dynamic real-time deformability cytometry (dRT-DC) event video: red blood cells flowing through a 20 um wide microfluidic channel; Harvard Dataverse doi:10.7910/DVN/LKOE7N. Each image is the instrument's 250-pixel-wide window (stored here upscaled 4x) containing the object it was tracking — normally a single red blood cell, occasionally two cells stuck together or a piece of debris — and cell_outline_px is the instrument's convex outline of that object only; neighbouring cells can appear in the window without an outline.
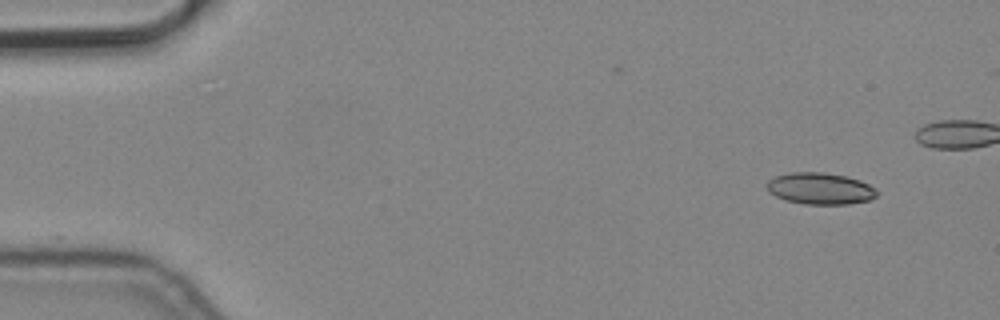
{"species": "common noctule bat (a hibernating species)", "species_latin": "Nyctalus noctula", "temperature_condition": "cold", "stored_images_in_passage": 6, "camera_frame_rate_fps": 3000, "um_per_image_px": 0.085, "animal": {"sex": "male", "body_mass_g": 19.2, "forearm_length_mm": 51.8}, "frame": {"image": 1, "passage_image": 1, "time_ms": 0.0, "image_size_px": [1000, 320], "cell_outline_px": [[880, 192], [876, 196], [868, 200], [848, 204], [804, 204], [784, 200], [768, 192], [764, 184], [768, 180], [776, 176], [792, 172], [824, 172], [844, 176], [860, 180], [876, 188]], "centroid_in_image_um": [69.69, 16.03], "position_along_channel_um": 15.3, "area_um2": 20.46}}
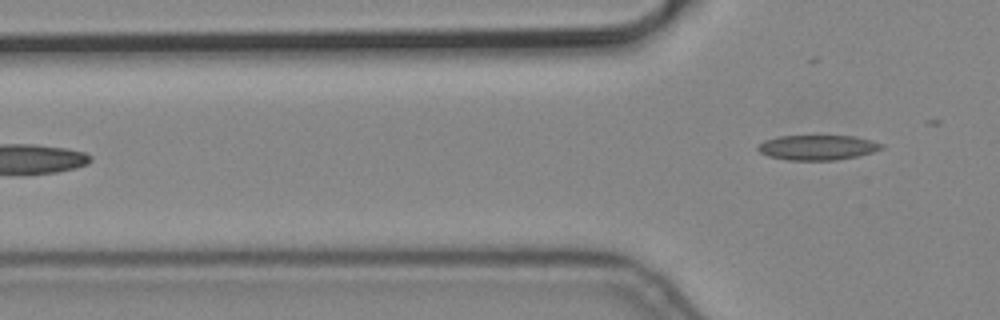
{"frame": {"image": 2, "passage_image": 6, "time_ms": 1.667, "image_size_px": [1000, 320], "cell_outline_px": [[884, 148], [872, 152], [856, 156], [836, 160], [788, 160], [768, 156], [760, 152], [756, 148], [764, 140], [780, 136], [856, 136], [872, 140], [884, 144]], "centroid_in_image_um": [69.51, 12.53], "position_along_channel_um": 56.3, "area_um2": 17.98}}